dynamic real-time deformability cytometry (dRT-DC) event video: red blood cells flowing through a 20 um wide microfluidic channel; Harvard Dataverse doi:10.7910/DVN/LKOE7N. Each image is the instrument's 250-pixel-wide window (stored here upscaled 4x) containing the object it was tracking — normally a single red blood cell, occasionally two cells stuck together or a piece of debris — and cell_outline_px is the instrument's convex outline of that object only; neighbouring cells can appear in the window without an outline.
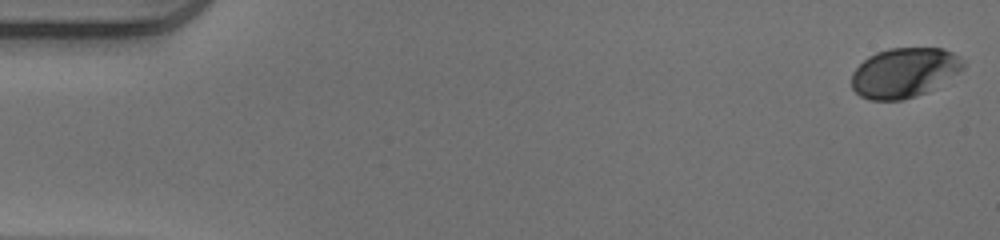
{"species": "human", "species_latin": "Homo sapiens", "temperature_condition": "warm", "stored_images_in_passage": 52, "camera_frame_rate_fps": 3000, "um_per_image_px": 0.085, "donor": {"sex": "male"}, "frame": {"image": 1, "passage_image": 1, "time_ms": 0.0, "image_size_px": [1000, 240], "cell_outline_px": [[964, 68], [960, 72], [924, 92], [916, 96], [900, 100], [868, 100], [860, 96], [852, 88], [852, 72], [868, 56], [876, 52], [888, 48], [944, 48], [960, 56], [964, 60]], "centroid_in_image_um": [76.85, 6.16], "position_along_channel_um": 8.2, "area_um2": 32.25}}
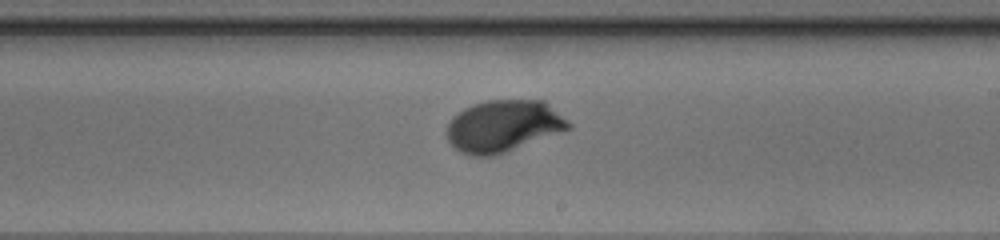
{"frame": {"image": 2, "passage_image": 31, "time_ms": 10.0, "image_size_px": [1000, 240], "cell_outline_px": [[572, 128], [496, 156], [472, 156], [460, 152], [448, 140], [444, 132], [452, 116], [464, 108], [472, 104], [488, 100], [544, 100], [568, 120], [572, 124]], "centroid_in_image_um": [42.77, 10.72], "position_along_channel_um": 246.2, "area_um2": 37.11}}
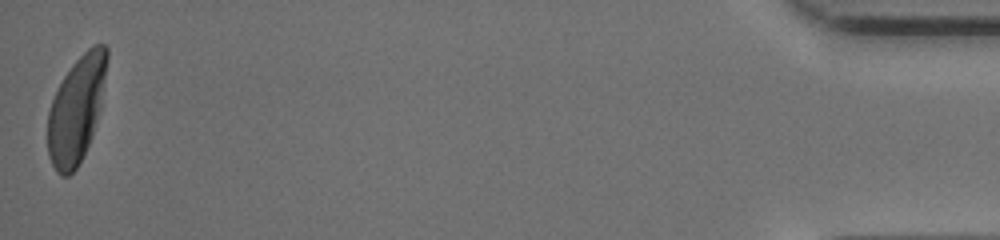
{"frame": {"image": 3, "passage_image": 52, "time_ms": 17.0, "image_size_px": [1000, 240], "cell_outline_px": [[108, 56], [100, 108], [92, 136], [76, 168], [68, 176], [60, 176], [56, 172], [48, 156], [48, 112], [52, 100], [64, 76], [72, 64], [88, 48], [96, 44], [104, 44], [108, 48]], "centroid_in_image_um": [6.49, 9.3], "position_along_channel_um": 428.7, "area_um2": 36.24}, "authors_computed_cell_mechanics": {"area_um2": 35.8649, "velocity_mm_per_s": 3.9402, "shape_relaxation_time_tau1_ms": 2.4325, "shape_relaxation_time_tau2_ms": null, "deformation_change_tau1": 0.1544, "deformation_change_tau2": null}}